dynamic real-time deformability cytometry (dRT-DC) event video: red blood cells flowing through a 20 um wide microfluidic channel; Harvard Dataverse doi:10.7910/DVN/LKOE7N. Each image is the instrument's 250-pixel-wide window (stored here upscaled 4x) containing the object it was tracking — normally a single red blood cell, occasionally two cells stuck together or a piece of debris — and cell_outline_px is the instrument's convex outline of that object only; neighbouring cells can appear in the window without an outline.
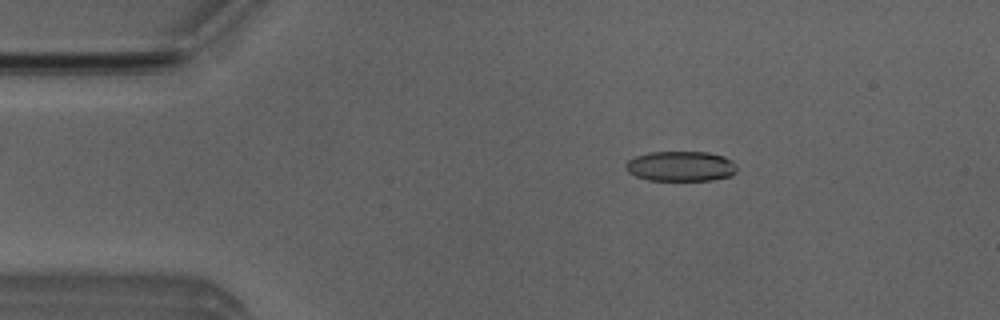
{"species": "Egyptian fruit bat (a non-hibernating species)", "species_latin": "Rousettus aegyptiacus", "temperature_condition": "room temperature", "stored_images_in_passage": 45, "camera_frame_rate_fps": 3000, "um_per_image_px": 0.085, "animal": {"sex": "male"}, "frame": {"image": 1, "passage_image": 3, "time_ms": 0.667, "image_size_px": [1000, 320], "cell_outline_px": [[736, 172], [732, 176], [712, 180], [648, 180], [636, 176], [628, 172], [624, 168], [624, 164], [628, 160], [636, 156], [648, 152], [708, 152], [724, 156], [732, 160], [736, 164]], "centroid_in_image_um": [57.86, 14.13], "position_along_channel_um": 27.1, "area_um2": 19.71}}
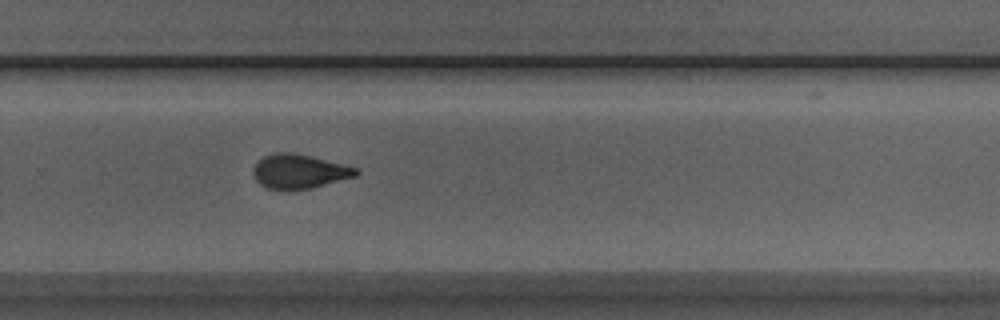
{"frame": {"image": 2, "passage_image": 28, "time_ms": 9.0, "image_size_px": [1000, 320], "cell_outline_px": [[360, 172], [356, 176], [312, 188], [264, 188], [256, 180], [252, 172], [252, 168], [264, 156], [272, 152], [292, 152], [312, 156], [360, 168]], "centroid_in_image_um": [25.46, 14.54], "position_along_channel_um": 304.3, "area_um2": 20.46}}
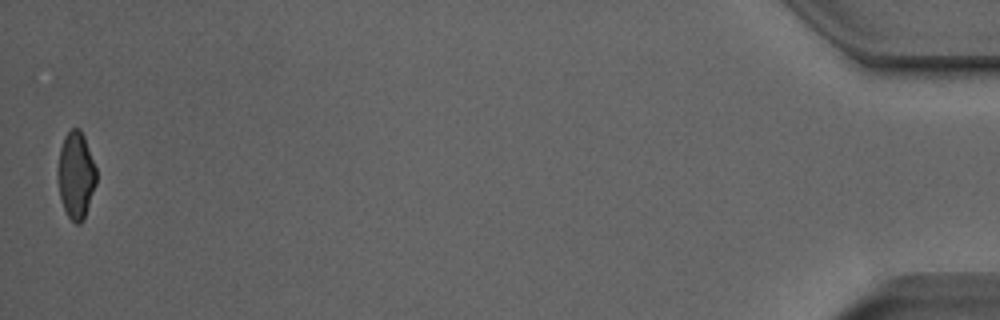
{"frame": {"image": 3, "passage_image": 45, "time_ms": 14.667, "image_size_px": [1000, 320], "cell_outline_px": [[96, 184], [84, 220], [80, 224], [76, 224], [68, 216], [64, 208], [60, 196], [56, 172], [60, 148], [64, 136], [72, 128], [80, 128], [84, 136], [96, 168]], "centroid_in_image_um": [6.45, 14.89], "position_along_channel_um": 428.8, "area_um2": 19.65}, "authors_computed_cell_mechanics": {"area_um2": 20.6346, "velocity_mm_per_s": 3.9944, "shape_relaxation_time_tau1_ms": 4.5381, "shape_relaxation_time_tau2_ms": 1.5585, "deformation_change_tau1": 0.1477, "deformation_change_tau2": 0.0749}}